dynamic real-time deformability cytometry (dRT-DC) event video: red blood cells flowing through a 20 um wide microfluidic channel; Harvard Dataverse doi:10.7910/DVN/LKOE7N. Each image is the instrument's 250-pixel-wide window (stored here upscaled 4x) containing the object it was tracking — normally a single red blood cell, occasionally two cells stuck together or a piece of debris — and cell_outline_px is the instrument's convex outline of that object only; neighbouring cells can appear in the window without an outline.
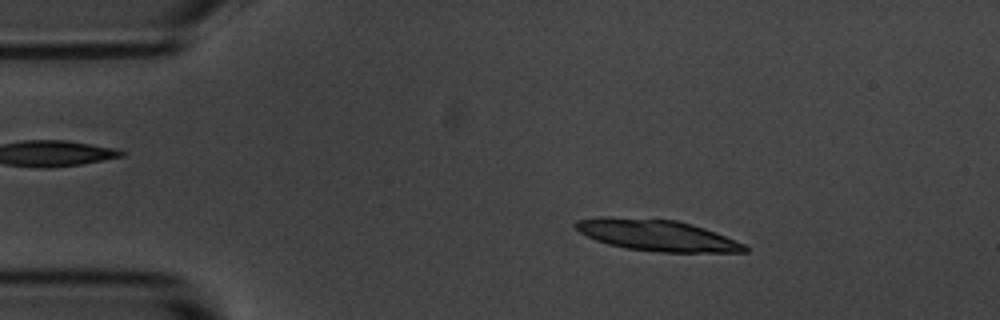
{"species": "common noctule bat (a hibernating species)", "species_latin": "Nyctalus noctula", "temperature_condition": "room temperature", "stored_images_in_passage": 4, "camera_frame_rate_fps": 3000, "um_per_image_px": 0.085, "animal": {"sex": "male", "body_mass_g": 20.1, "forearm_length_mm": 53.5}, "frame": {"image": 1, "passage_image": 2, "time_ms": 1.0, "image_size_px": [1000, 320], "cell_outline_px": [[748, 252], [660, 252], [628, 248], [608, 244], [596, 240], [580, 232], [572, 224], [576, 220], [600, 216], [608, 216], [676, 220], [692, 224], [716, 232], [744, 244], [748, 248]], "centroid_in_image_um": [55.81, 19.98], "position_along_channel_um": 29.2, "area_um2": 30.75}}